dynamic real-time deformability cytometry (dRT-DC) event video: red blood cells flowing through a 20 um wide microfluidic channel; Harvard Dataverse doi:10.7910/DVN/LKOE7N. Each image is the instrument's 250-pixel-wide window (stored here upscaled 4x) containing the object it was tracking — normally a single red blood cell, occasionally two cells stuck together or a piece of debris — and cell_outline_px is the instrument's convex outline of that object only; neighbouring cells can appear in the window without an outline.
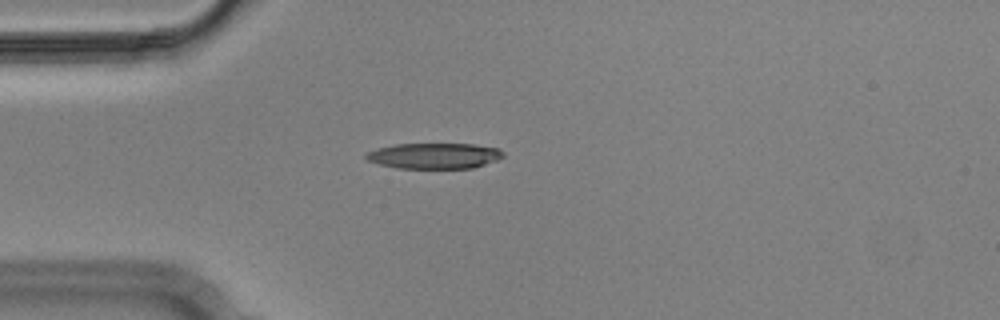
{"species": "Egyptian fruit bat (a non-hibernating species)", "species_latin": "Rousettus aegyptiacus", "temperature_condition": "cold", "stored_images_in_passage": 2, "camera_frame_rate_fps": 3000, "um_per_image_px": 0.085, "animal": {"sex": "male"}, "frame": {"image": 1, "passage_image": 2, "time_ms": 0.333, "image_size_px": [1000, 320], "cell_outline_px": [[504, 156], [496, 160], [472, 168], [396, 168], [380, 164], [368, 160], [364, 156], [368, 152], [376, 148], [396, 144], [472, 144], [500, 148], [504, 152]], "centroid_in_image_um": [36.92, 13.24], "position_along_channel_um": 48.1, "area_um2": 20.46}}